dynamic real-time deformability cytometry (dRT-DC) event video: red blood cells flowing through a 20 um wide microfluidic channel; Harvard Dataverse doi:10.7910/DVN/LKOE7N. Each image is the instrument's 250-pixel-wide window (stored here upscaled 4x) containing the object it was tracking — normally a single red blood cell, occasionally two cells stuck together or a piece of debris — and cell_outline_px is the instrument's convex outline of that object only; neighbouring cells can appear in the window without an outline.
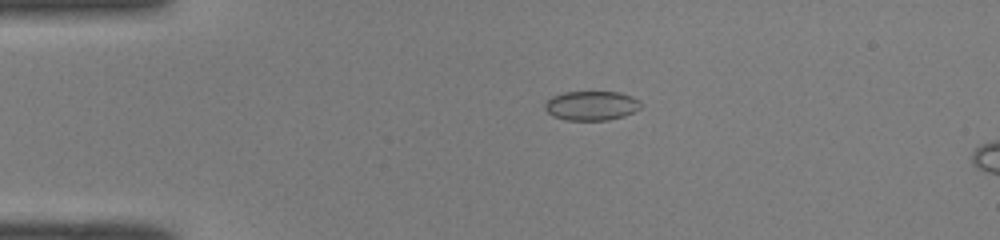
{"species": "common noctule bat (a hibernating species)", "species_latin": "Nyctalus noctula", "temperature_condition": "room temperature", "stored_images_in_passage": 5, "camera_frame_rate_fps": 3000, "um_per_image_px": 0.085, "animal": {"sex": "male", "body_mass_g": 19.0, "forearm_length_mm": 50.8}, "frame": {"image": 1, "passage_image": 1, "time_ms": 0.0, "image_size_px": [1000, 240], "cell_outline_px": [[644, 104], [640, 108], [624, 116], [608, 120], [564, 120], [552, 116], [544, 108], [544, 104], [552, 96], [564, 92], [620, 92], [632, 96], [640, 100]], "centroid_in_image_um": [50.29, 8.98], "position_along_channel_um": 34.7, "area_um2": 16.59}}